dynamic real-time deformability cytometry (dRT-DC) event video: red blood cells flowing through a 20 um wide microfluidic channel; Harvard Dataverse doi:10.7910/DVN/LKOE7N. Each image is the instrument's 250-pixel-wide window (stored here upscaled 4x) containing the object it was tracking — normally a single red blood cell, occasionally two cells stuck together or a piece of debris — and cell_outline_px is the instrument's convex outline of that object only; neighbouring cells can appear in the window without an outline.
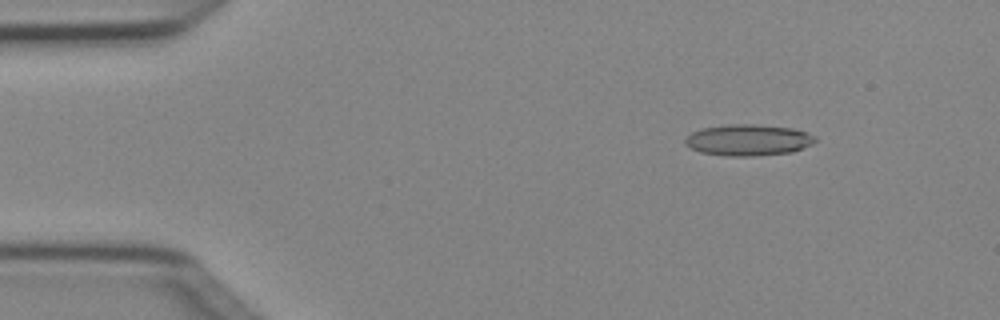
{"species": "Egyptian fruit bat (a non-hibernating species)", "species_latin": "Rousettus aegyptiacus", "temperature_condition": "cold", "stored_images_in_passage": 4, "camera_frame_rate_fps": 3000, "um_per_image_px": 0.085, "animal": {"sex": "female"}, "frame": {"image": 1, "passage_image": 2, "time_ms": 0.333, "image_size_px": [1000, 320], "cell_outline_px": [[816, 140], [812, 144], [792, 152], [752, 156], [728, 156], [700, 152], [684, 144], [684, 140], [692, 132], [700, 128], [732, 124], [756, 124], [792, 128], [808, 132], [816, 136]], "centroid_in_image_um": [63.61, 11.9], "position_along_channel_um": 21.4, "area_um2": 23.76}}
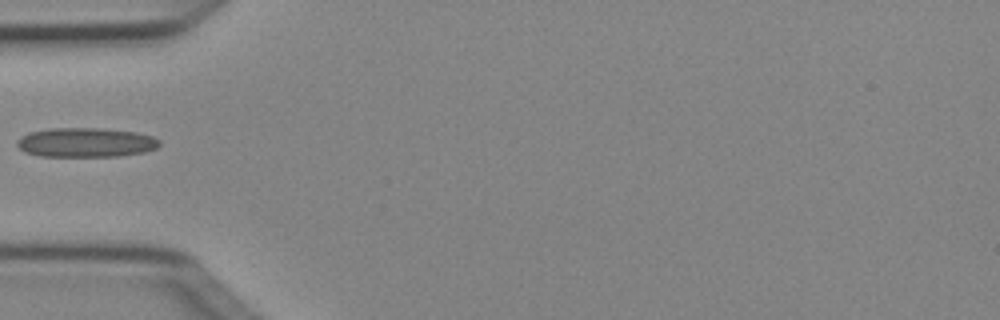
{"frame": {"image": 2, "passage_image": 4, "time_ms": 1.0, "image_size_px": [1000, 320], "cell_outline_px": [[160, 144], [156, 148], [144, 152], [120, 156], [40, 156], [24, 152], [16, 144], [16, 140], [20, 136], [28, 132], [48, 128], [100, 128], [136, 132], [152, 136], [160, 140]], "centroid_in_image_um": [7.26, 12.1], "position_along_channel_um": 77.7, "area_um2": 24.57}}